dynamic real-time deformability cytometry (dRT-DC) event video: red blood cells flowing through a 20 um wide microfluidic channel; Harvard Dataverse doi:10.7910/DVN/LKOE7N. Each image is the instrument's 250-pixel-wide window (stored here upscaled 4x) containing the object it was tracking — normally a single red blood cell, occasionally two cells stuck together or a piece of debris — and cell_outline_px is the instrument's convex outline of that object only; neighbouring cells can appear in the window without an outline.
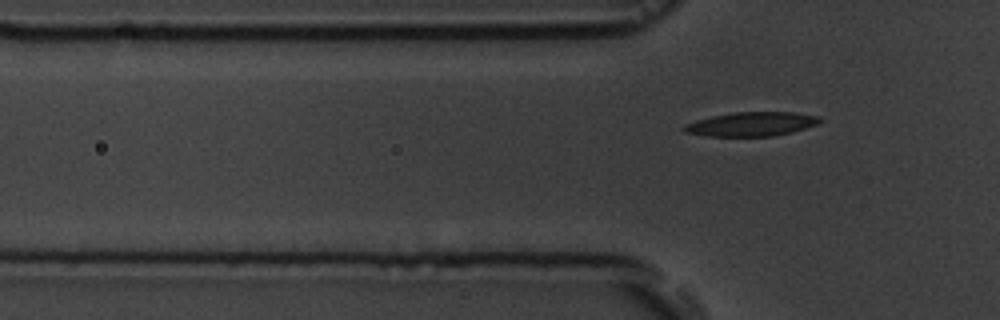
{"species": "common noctule bat (a hibernating species)", "species_latin": "Nyctalus noctula", "temperature_condition": "room temperature", "stored_images_in_passage": 6, "segment_of_instrument_passage": [2, 2], "camera_frame_rate_fps": 3000, "um_per_image_px": 0.085, "animal": {"sex": "male", "body_mass_g": 19.5, "forearm_length_mm": 54.6}, "frame": {"image": 1, "passage_image": 6, "time_ms": 6.667, "image_size_px": [1000, 320], "cell_outline_px": [[824, 120], [816, 124], [792, 132], [772, 136], [708, 136], [684, 132], [680, 128], [684, 124], [696, 120], [712, 116], [732, 112], [796, 112], [820, 116]], "centroid_in_image_um": [63.86, 10.54], "position_along_channel_um": 61.9, "area_um2": 19.19}}